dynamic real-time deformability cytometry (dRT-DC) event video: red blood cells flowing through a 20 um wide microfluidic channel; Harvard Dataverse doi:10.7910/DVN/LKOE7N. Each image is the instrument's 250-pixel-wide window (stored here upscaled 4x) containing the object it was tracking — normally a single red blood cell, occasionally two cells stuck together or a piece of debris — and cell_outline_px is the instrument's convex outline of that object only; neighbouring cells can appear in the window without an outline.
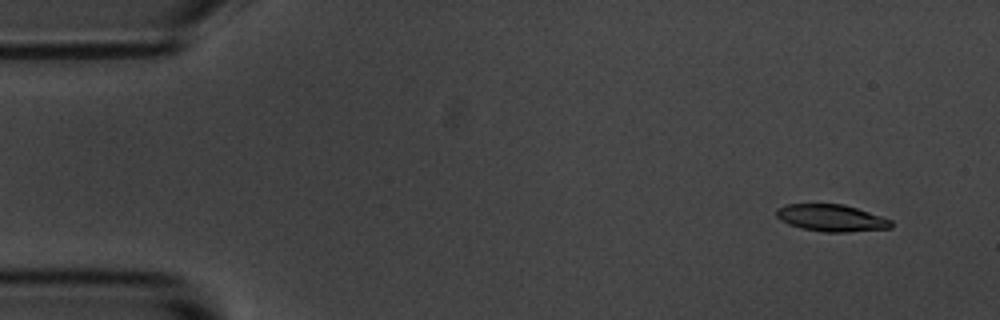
{"species": "common noctule bat (a hibernating species)", "species_latin": "Nyctalus noctula", "temperature_condition": "room temperature", "stored_images_in_passage": 5, "camera_frame_rate_fps": 3000, "um_per_image_px": 0.085, "animal": {"sex": "male", "body_mass_g": 20.1, "forearm_length_mm": 53.5}, "frame": {"image": 1, "passage_image": 1, "time_ms": 0.0, "image_size_px": [1000, 320], "cell_outline_px": [[892, 228], [848, 232], [824, 232], [800, 228], [788, 224], [780, 220], [776, 216], [776, 208], [784, 204], [844, 204], [892, 220]], "centroid_in_image_um": [70.63, 18.53], "position_along_channel_um": 14.4, "area_um2": 18.09}}
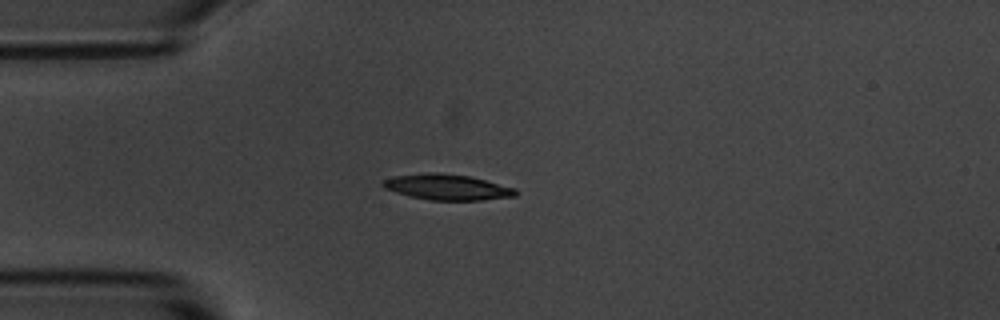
{"frame": {"image": 2, "passage_image": 4, "time_ms": 3.333, "image_size_px": [1000, 320], "cell_outline_px": [[516, 196], [480, 200], [428, 200], [408, 196], [384, 188], [380, 184], [380, 180], [392, 176], [428, 172], [436, 172], [468, 176], [516, 188]], "centroid_in_image_um": [37.93, 15.9], "position_along_channel_um": 47.1, "area_um2": 19.94}}